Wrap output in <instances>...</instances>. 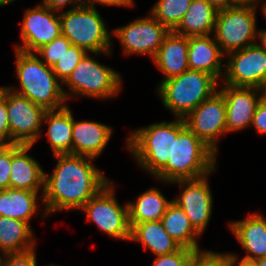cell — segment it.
<instances>
[{
  "mask_svg": "<svg viewBox=\"0 0 266 266\" xmlns=\"http://www.w3.org/2000/svg\"><path fill=\"white\" fill-rule=\"evenodd\" d=\"M52 173H45L42 205L47 216L55 212L79 211L111 181L97 167L95 159L73 154L53 155Z\"/></svg>",
  "mask_w": 266,
  "mask_h": 266,
  "instance_id": "1",
  "label": "cell"
},
{
  "mask_svg": "<svg viewBox=\"0 0 266 266\" xmlns=\"http://www.w3.org/2000/svg\"><path fill=\"white\" fill-rule=\"evenodd\" d=\"M14 51L15 74L20 84L8 88L46 111L66 106L63 83L56 77L52 67L47 66L36 53L23 52L15 48Z\"/></svg>",
  "mask_w": 266,
  "mask_h": 266,
  "instance_id": "2",
  "label": "cell"
},
{
  "mask_svg": "<svg viewBox=\"0 0 266 266\" xmlns=\"http://www.w3.org/2000/svg\"><path fill=\"white\" fill-rule=\"evenodd\" d=\"M186 126L183 118L160 121L134 128L126 138L125 146L137 165L154 176L172 159L173 137Z\"/></svg>",
  "mask_w": 266,
  "mask_h": 266,
  "instance_id": "3",
  "label": "cell"
},
{
  "mask_svg": "<svg viewBox=\"0 0 266 266\" xmlns=\"http://www.w3.org/2000/svg\"><path fill=\"white\" fill-rule=\"evenodd\" d=\"M217 154L186 126L173 137L172 159L154 176L162 184L215 172Z\"/></svg>",
  "mask_w": 266,
  "mask_h": 266,
  "instance_id": "4",
  "label": "cell"
},
{
  "mask_svg": "<svg viewBox=\"0 0 266 266\" xmlns=\"http://www.w3.org/2000/svg\"><path fill=\"white\" fill-rule=\"evenodd\" d=\"M219 82L202 71L186 70L179 76L159 81L156 93L175 118H185L218 91Z\"/></svg>",
  "mask_w": 266,
  "mask_h": 266,
  "instance_id": "5",
  "label": "cell"
},
{
  "mask_svg": "<svg viewBox=\"0 0 266 266\" xmlns=\"http://www.w3.org/2000/svg\"><path fill=\"white\" fill-rule=\"evenodd\" d=\"M113 52L90 53L87 52L79 61L68 79L63 83L64 95L67 100L81 96L109 100L121 92V73L113 68L101 64L93 59L98 54L111 56ZM93 56H92V55ZM91 55V56H90ZM76 96V97H75Z\"/></svg>",
  "mask_w": 266,
  "mask_h": 266,
  "instance_id": "6",
  "label": "cell"
},
{
  "mask_svg": "<svg viewBox=\"0 0 266 266\" xmlns=\"http://www.w3.org/2000/svg\"><path fill=\"white\" fill-rule=\"evenodd\" d=\"M59 18L61 34L71 45L90 53L112 51V32L97 8L83 5L59 12Z\"/></svg>",
  "mask_w": 266,
  "mask_h": 266,
  "instance_id": "7",
  "label": "cell"
},
{
  "mask_svg": "<svg viewBox=\"0 0 266 266\" xmlns=\"http://www.w3.org/2000/svg\"><path fill=\"white\" fill-rule=\"evenodd\" d=\"M256 15L257 9L247 6L218 10L213 36L225 56L257 43Z\"/></svg>",
  "mask_w": 266,
  "mask_h": 266,
  "instance_id": "8",
  "label": "cell"
},
{
  "mask_svg": "<svg viewBox=\"0 0 266 266\" xmlns=\"http://www.w3.org/2000/svg\"><path fill=\"white\" fill-rule=\"evenodd\" d=\"M116 186L113 181L107 184L97 195L89 199L80 209L87 222L116 240H130L128 203L120 205L116 198Z\"/></svg>",
  "mask_w": 266,
  "mask_h": 266,
  "instance_id": "9",
  "label": "cell"
},
{
  "mask_svg": "<svg viewBox=\"0 0 266 266\" xmlns=\"http://www.w3.org/2000/svg\"><path fill=\"white\" fill-rule=\"evenodd\" d=\"M136 18L129 24L115 28L113 37L118 39L124 55H147L153 60L164 38L170 30L156 20L150 13Z\"/></svg>",
  "mask_w": 266,
  "mask_h": 266,
  "instance_id": "10",
  "label": "cell"
},
{
  "mask_svg": "<svg viewBox=\"0 0 266 266\" xmlns=\"http://www.w3.org/2000/svg\"><path fill=\"white\" fill-rule=\"evenodd\" d=\"M10 145H34L42 137L46 110L7 86Z\"/></svg>",
  "mask_w": 266,
  "mask_h": 266,
  "instance_id": "11",
  "label": "cell"
},
{
  "mask_svg": "<svg viewBox=\"0 0 266 266\" xmlns=\"http://www.w3.org/2000/svg\"><path fill=\"white\" fill-rule=\"evenodd\" d=\"M226 56L225 73L219 84L259 89L266 83V51L258 43Z\"/></svg>",
  "mask_w": 266,
  "mask_h": 266,
  "instance_id": "12",
  "label": "cell"
},
{
  "mask_svg": "<svg viewBox=\"0 0 266 266\" xmlns=\"http://www.w3.org/2000/svg\"><path fill=\"white\" fill-rule=\"evenodd\" d=\"M184 121L186 127L218 155L219 139L227 135L223 94L216 91L190 112Z\"/></svg>",
  "mask_w": 266,
  "mask_h": 266,
  "instance_id": "13",
  "label": "cell"
},
{
  "mask_svg": "<svg viewBox=\"0 0 266 266\" xmlns=\"http://www.w3.org/2000/svg\"><path fill=\"white\" fill-rule=\"evenodd\" d=\"M211 174L213 172L200 178L170 183L178 185L181 189V194L174 197L173 202L184 211L191 225L201 236L212 218L214 201L208 181Z\"/></svg>",
  "mask_w": 266,
  "mask_h": 266,
  "instance_id": "14",
  "label": "cell"
},
{
  "mask_svg": "<svg viewBox=\"0 0 266 266\" xmlns=\"http://www.w3.org/2000/svg\"><path fill=\"white\" fill-rule=\"evenodd\" d=\"M20 24L22 42L14 48L23 52L35 53L61 35L59 12L40 3L34 8H27Z\"/></svg>",
  "mask_w": 266,
  "mask_h": 266,
  "instance_id": "15",
  "label": "cell"
},
{
  "mask_svg": "<svg viewBox=\"0 0 266 266\" xmlns=\"http://www.w3.org/2000/svg\"><path fill=\"white\" fill-rule=\"evenodd\" d=\"M226 104L227 133L242 131L250 127L255 108L260 101L257 88L233 87L219 84Z\"/></svg>",
  "mask_w": 266,
  "mask_h": 266,
  "instance_id": "16",
  "label": "cell"
},
{
  "mask_svg": "<svg viewBox=\"0 0 266 266\" xmlns=\"http://www.w3.org/2000/svg\"><path fill=\"white\" fill-rule=\"evenodd\" d=\"M34 145H11L10 188L44 191L45 172L39 162L29 154Z\"/></svg>",
  "mask_w": 266,
  "mask_h": 266,
  "instance_id": "17",
  "label": "cell"
},
{
  "mask_svg": "<svg viewBox=\"0 0 266 266\" xmlns=\"http://www.w3.org/2000/svg\"><path fill=\"white\" fill-rule=\"evenodd\" d=\"M213 34L188 37V64L190 70L202 71L212 75L218 82L225 73L224 57Z\"/></svg>",
  "mask_w": 266,
  "mask_h": 266,
  "instance_id": "18",
  "label": "cell"
},
{
  "mask_svg": "<svg viewBox=\"0 0 266 266\" xmlns=\"http://www.w3.org/2000/svg\"><path fill=\"white\" fill-rule=\"evenodd\" d=\"M111 127L96 121H76L73 116L72 154L98 158L114 132Z\"/></svg>",
  "mask_w": 266,
  "mask_h": 266,
  "instance_id": "19",
  "label": "cell"
},
{
  "mask_svg": "<svg viewBox=\"0 0 266 266\" xmlns=\"http://www.w3.org/2000/svg\"><path fill=\"white\" fill-rule=\"evenodd\" d=\"M228 228L245 250L243 258L257 260L266 257V216L253 212L242 220L229 222Z\"/></svg>",
  "mask_w": 266,
  "mask_h": 266,
  "instance_id": "20",
  "label": "cell"
},
{
  "mask_svg": "<svg viewBox=\"0 0 266 266\" xmlns=\"http://www.w3.org/2000/svg\"><path fill=\"white\" fill-rule=\"evenodd\" d=\"M153 63L164 74L160 81L179 76L188 70V37L170 31L159 47Z\"/></svg>",
  "mask_w": 266,
  "mask_h": 266,
  "instance_id": "21",
  "label": "cell"
},
{
  "mask_svg": "<svg viewBox=\"0 0 266 266\" xmlns=\"http://www.w3.org/2000/svg\"><path fill=\"white\" fill-rule=\"evenodd\" d=\"M39 192H41L40 199L41 203H43L42 195L44 191L14 188L0 190V216L18 219L30 224L32 217H36L42 210L44 214L42 218H48L45 209L39 208Z\"/></svg>",
  "mask_w": 266,
  "mask_h": 266,
  "instance_id": "22",
  "label": "cell"
},
{
  "mask_svg": "<svg viewBox=\"0 0 266 266\" xmlns=\"http://www.w3.org/2000/svg\"><path fill=\"white\" fill-rule=\"evenodd\" d=\"M43 123L48 125L46 136L53 155L72 154L73 113L68 104L46 111Z\"/></svg>",
  "mask_w": 266,
  "mask_h": 266,
  "instance_id": "23",
  "label": "cell"
},
{
  "mask_svg": "<svg viewBox=\"0 0 266 266\" xmlns=\"http://www.w3.org/2000/svg\"><path fill=\"white\" fill-rule=\"evenodd\" d=\"M130 242L141 243L155 257L176 252L181 246L165 231L161 221L135 224L130 229Z\"/></svg>",
  "mask_w": 266,
  "mask_h": 266,
  "instance_id": "24",
  "label": "cell"
},
{
  "mask_svg": "<svg viewBox=\"0 0 266 266\" xmlns=\"http://www.w3.org/2000/svg\"><path fill=\"white\" fill-rule=\"evenodd\" d=\"M218 10L206 0H192L174 33L186 37L207 36L214 32Z\"/></svg>",
  "mask_w": 266,
  "mask_h": 266,
  "instance_id": "25",
  "label": "cell"
},
{
  "mask_svg": "<svg viewBox=\"0 0 266 266\" xmlns=\"http://www.w3.org/2000/svg\"><path fill=\"white\" fill-rule=\"evenodd\" d=\"M33 232L28 222L0 216V255L35 249L37 238Z\"/></svg>",
  "mask_w": 266,
  "mask_h": 266,
  "instance_id": "26",
  "label": "cell"
},
{
  "mask_svg": "<svg viewBox=\"0 0 266 266\" xmlns=\"http://www.w3.org/2000/svg\"><path fill=\"white\" fill-rule=\"evenodd\" d=\"M172 201L155 187L139 194L136 201H127L130 228L141 222L161 221Z\"/></svg>",
  "mask_w": 266,
  "mask_h": 266,
  "instance_id": "27",
  "label": "cell"
},
{
  "mask_svg": "<svg viewBox=\"0 0 266 266\" xmlns=\"http://www.w3.org/2000/svg\"><path fill=\"white\" fill-rule=\"evenodd\" d=\"M161 223L165 231L181 246L195 251L201 250L198 244L200 234L191 225L184 211L172 201Z\"/></svg>",
  "mask_w": 266,
  "mask_h": 266,
  "instance_id": "28",
  "label": "cell"
},
{
  "mask_svg": "<svg viewBox=\"0 0 266 266\" xmlns=\"http://www.w3.org/2000/svg\"><path fill=\"white\" fill-rule=\"evenodd\" d=\"M192 0H158L149 13L162 25L173 31L182 20Z\"/></svg>",
  "mask_w": 266,
  "mask_h": 266,
  "instance_id": "29",
  "label": "cell"
},
{
  "mask_svg": "<svg viewBox=\"0 0 266 266\" xmlns=\"http://www.w3.org/2000/svg\"><path fill=\"white\" fill-rule=\"evenodd\" d=\"M86 53L87 52L83 48L70 45L67 51H65L59 60L52 66L56 77L64 83Z\"/></svg>",
  "mask_w": 266,
  "mask_h": 266,
  "instance_id": "30",
  "label": "cell"
},
{
  "mask_svg": "<svg viewBox=\"0 0 266 266\" xmlns=\"http://www.w3.org/2000/svg\"><path fill=\"white\" fill-rule=\"evenodd\" d=\"M70 45L71 42L61 34L50 43L43 45L35 53L47 66L52 67Z\"/></svg>",
  "mask_w": 266,
  "mask_h": 266,
  "instance_id": "31",
  "label": "cell"
},
{
  "mask_svg": "<svg viewBox=\"0 0 266 266\" xmlns=\"http://www.w3.org/2000/svg\"><path fill=\"white\" fill-rule=\"evenodd\" d=\"M226 252L201 249L194 251L188 258L185 266H225Z\"/></svg>",
  "mask_w": 266,
  "mask_h": 266,
  "instance_id": "32",
  "label": "cell"
},
{
  "mask_svg": "<svg viewBox=\"0 0 266 266\" xmlns=\"http://www.w3.org/2000/svg\"><path fill=\"white\" fill-rule=\"evenodd\" d=\"M0 266H37L36 248L20 253L1 254Z\"/></svg>",
  "mask_w": 266,
  "mask_h": 266,
  "instance_id": "33",
  "label": "cell"
},
{
  "mask_svg": "<svg viewBox=\"0 0 266 266\" xmlns=\"http://www.w3.org/2000/svg\"><path fill=\"white\" fill-rule=\"evenodd\" d=\"M193 249L181 247L174 253L156 256L152 266H185Z\"/></svg>",
  "mask_w": 266,
  "mask_h": 266,
  "instance_id": "34",
  "label": "cell"
},
{
  "mask_svg": "<svg viewBox=\"0 0 266 266\" xmlns=\"http://www.w3.org/2000/svg\"><path fill=\"white\" fill-rule=\"evenodd\" d=\"M11 145L0 143V190L10 188Z\"/></svg>",
  "mask_w": 266,
  "mask_h": 266,
  "instance_id": "35",
  "label": "cell"
},
{
  "mask_svg": "<svg viewBox=\"0 0 266 266\" xmlns=\"http://www.w3.org/2000/svg\"><path fill=\"white\" fill-rule=\"evenodd\" d=\"M0 143L10 145V129L7 111V86L0 91Z\"/></svg>",
  "mask_w": 266,
  "mask_h": 266,
  "instance_id": "36",
  "label": "cell"
},
{
  "mask_svg": "<svg viewBox=\"0 0 266 266\" xmlns=\"http://www.w3.org/2000/svg\"><path fill=\"white\" fill-rule=\"evenodd\" d=\"M254 127L260 135L266 134V104L261 100L258 102L250 127Z\"/></svg>",
  "mask_w": 266,
  "mask_h": 266,
  "instance_id": "37",
  "label": "cell"
},
{
  "mask_svg": "<svg viewBox=\"0 0 266 266\" xmlns=\"http://www.w3.org/2000/svg\"><path fill=\"white\" fill-rule=\"evenodd\" d=\"M40 4L52 10L61 12L66 6L68 7V5L70 6L68 9H74L83 6L84 0H42Z\"/></svg>",
  "mask_w": 266,
  "mask_h": 266,
  "instance_id": "38",
  "label": "cell"
},
{
  "mask_svg": "<svg viewBox=\"0 0 266 266\" xmlns=\"http://www.w3.org/2000/svg\"><path fill=\"white\" fill-rule=\"evenodd\" d=\"M101 4L106 6H118V7H133L134 0H84V5L89 7H95V4Z\"/></svg>",
  "mask_w": 266,
  "mask_h": 266,
  "instance_id": "39",
  "label": "cell"
},
{
  "mask_svg": "<svg viewBox=\"0 0 266 266\" xmlns=\"http://www.w3.org/2000/svg\"><path fill=\"white\" fill-rule=\"evenodd\" d=\"M238 257V254L233 252H226V265L225 266H258L256 260H249L246 258Z\"/></svg>",
  "mask_w": 266,
  "mask_h": 266,
  "instance_id": "40",
  "label": "cell"
},
{
  "mask_svg": "<svg viewBox=\"0 0 266 266\" xmlns=\"http://www.w3.org/2000/svg\"><path fill=\"white\" fill-rule=\"evenodd\" d=\"M230 6H247L257 8L260 0H229Z\"/></svg>",
  "mask_w": 266,
  "mask_h": 266,
  "instance_id": "41",
  "label": "cell"
},
{
  "mask_svg": "<svg viewBox=\"0 0 266 266\" xmlns=\"http://www.w3.org/2000/svg\"><path fill=\"white\" fill-rule=\"evenodd\" d=\"M210 5L214 6L217 10H222L230 7L229 0H206Z\"/></svg>",
  "mask_w": 266,
  "mask_h": 266,
  "instance_id": "42",
  "label": "cell"
},
{
  "mask_svg": "<svg viewBox=\"0 0 266 266\" xmlns=\"http://www.w3.org/2000/svg\"><path fill=\"white\" fill-rule=\"evenodd\" d=\"M257 42H260L258 45L266 51V29H258Z\"/></svg>",
  "mask_w": 266,
  "mask_h": 266,
  "instance_id": "43",
  "label": "cell"
},
{
  "mask_svg": "<svg viewBox=\"0 0 266 266\" xmlns=\"http://www.w3.org/2000/svg\"><path fill=\"white\" fill-rule=\"evenodd\" d=\"M259 91H260V100L266 104V83L259 88Z\"/></svg>",
  "mask_w": 266,
  "mask_h": 266,
  "instance_id": "44",
  "label": "cell"
},
{
  "mask_svg": "<svg viewBox=\"0 0 266 266\" xmlns=\"http://www.w3.org/2000/svg\"><path fill=\"white\" fill-rule=\"evenodd\" d=\"M16 0H0V7L7 6L14 3Z\"/></svg>",
  "mask_w": 266,
  "mask_h": 266,
  "instance_id": "45",
  "label": "cell"
},
{
  "mask_svg": "<svg viewBox=\"0 0 266 266\" xmlns=\"http://www.w3.org/2000/svg\"><path fill=\"white\" fill-rule=\"evenodd\" d=\"M258 266H266V257L257 259Z\"/></svg>",
  "mask_w": 266,
  "mask_h": 266,
  "instance_id": "46",
  "label": "cell"
},
{
  "mask_svg": "<svg viewBox=\"0 0 266 266\" xmlns=\"http://www.w3.org/2000/svg\"><path fill=\"white\" fill-rule=\"evenodd\" d=\"M261 11L263 13L264 18L266 19V2L262 4Z\"/></svg>",
  "mask_w": 266,
  "mask_h": 266,
  "instance_id": "47",
  "label": "cell"
},
{
  "mask_svg": "<svg viewBox=\"0 0 266 266\" xmlns=\"http://www.w3.org/2000/svg\"><path fill=\"white\" fill-rule=\"evenodd\" d=\"M46 266H48V265H46ZM49 266H59V265H56V264L52 263V264L49 265Z\"/></svg>",
  "mask_w": 266,
  "mask_h": 266,
  "instance_id": "48",
  "label": "cell"
}]
</instances>
